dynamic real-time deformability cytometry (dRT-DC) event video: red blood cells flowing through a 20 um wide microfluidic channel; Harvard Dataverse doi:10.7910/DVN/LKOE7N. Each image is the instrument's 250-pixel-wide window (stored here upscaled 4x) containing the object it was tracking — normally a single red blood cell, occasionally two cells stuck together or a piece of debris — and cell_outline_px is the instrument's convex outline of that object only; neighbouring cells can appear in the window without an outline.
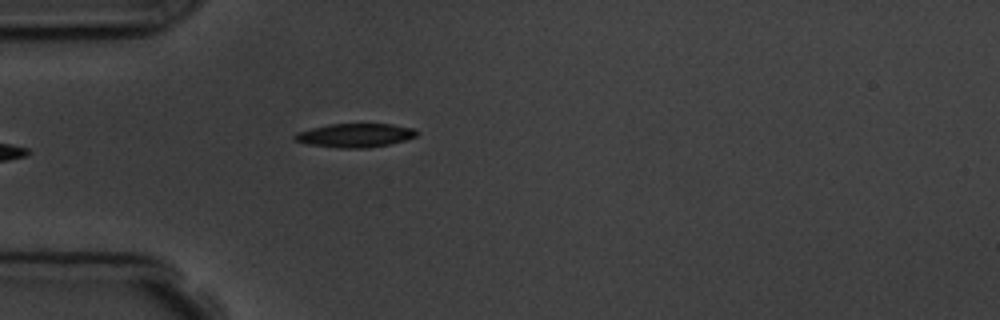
{"species": "common noctule bat (a hibernating species)", "species_latin": "Nyctalus noctula", "temperature_condition": "room temperature", "stored_images_in_passage": 5, "camera_frame_rate_fps": 3000, "um_per_image_px": 0.085, "animal": {"sex": "male", "body_mass_g": 19.5, "forearm_length_mm": 54.6}, "frame": {"image": 1, "passage_image": 5, "time_ms": 4.333, "image_size_px": [1000, 320], "cell_outline_px": [[420, 132], [416, 136], [404, 140], [388, 144], [368, 148], [340, 148], [308, 144], [292, 140], [292, 136], [296, 132], [328, 124], [392, 124], [412, 128]], "centroid_in_image_um": [30.15, 11.5], "position_along_channel_um": 54.9, "area_um2": 16.94}}